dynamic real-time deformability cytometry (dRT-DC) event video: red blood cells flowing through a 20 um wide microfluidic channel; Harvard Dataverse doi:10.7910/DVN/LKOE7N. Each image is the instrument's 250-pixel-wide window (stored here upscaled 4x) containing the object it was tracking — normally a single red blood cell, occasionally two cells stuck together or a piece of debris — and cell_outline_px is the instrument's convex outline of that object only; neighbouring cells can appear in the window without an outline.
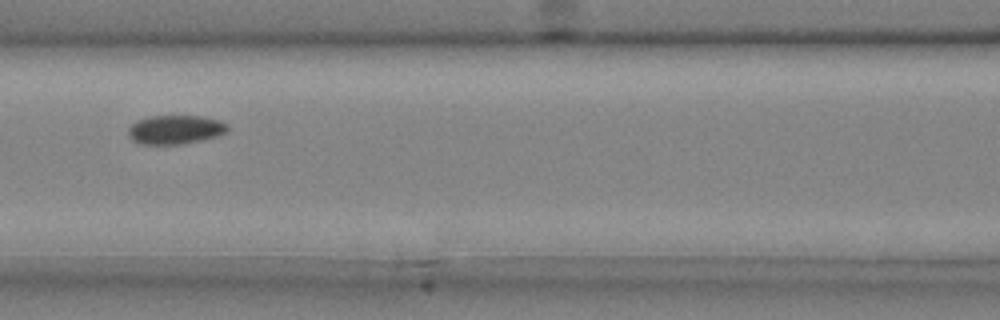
{"species": "common noctule bat (a hibernating species)", "species_latin": "Nyctalus noctula", "temperature_condition": "cold", "stored_images_in_passage": 7, "camera_frame_rate_fps": 3000, "um_per_image_px": 0.085, "animal": {"sex": "male", "body_mass_g": 20.4}, "frame": {"image": 1, "passage_image": 7, "time_ms": 2.0, "image_size_px": [1000, 320], "cell_outline_px": [[228, 132], [220, 136], [184, 144], [140, 144], [132, 140], [128, 136], [128, 128], [136, 120], [152, 116], [200, 116], [220, 120], [228, 124]], "centroid_in_image_um": [14.93, 11.02], "position_along_channel_um": 151.7, "area_um2": 16.99}}